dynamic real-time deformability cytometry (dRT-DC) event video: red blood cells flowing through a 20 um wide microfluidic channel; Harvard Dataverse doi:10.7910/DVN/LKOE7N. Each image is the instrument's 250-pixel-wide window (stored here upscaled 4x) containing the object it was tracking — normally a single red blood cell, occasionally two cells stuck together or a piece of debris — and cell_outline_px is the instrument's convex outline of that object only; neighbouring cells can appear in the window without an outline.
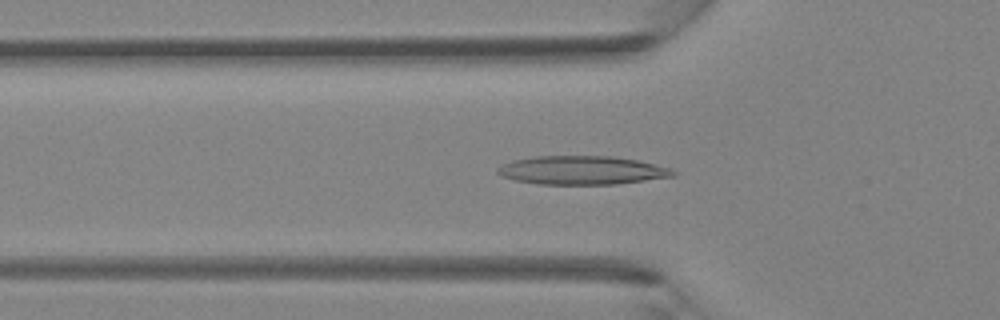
{"species": "Egyptian fruit bat (a non-hibernating species)", "species_latin": "Rousettus aegyptiacus", "temperature_condition": "room temperature", "stored_images_in_passage": 36, "camera_frame_rate_fps": 3000, "um_per_image_px": 0.085, "animal": {"sex": "female"}, "frame": {"image": 1, "passage_image": 13, "time_ms": 4.0, "image_size_px": [1000, 320], "cell_outline_px": [[676, 176], [616, 184], [540, 184], [516, 180], [500, 176], [496, 172], [496, 168], [512, 160], [536, 156], [612, 156], [636, 160], [672, 168], [676, 172]], "centroid_in_image_um": [49.47, 14.47], "position_along_channel_um": 76.3, "area_um2": 29.25}}
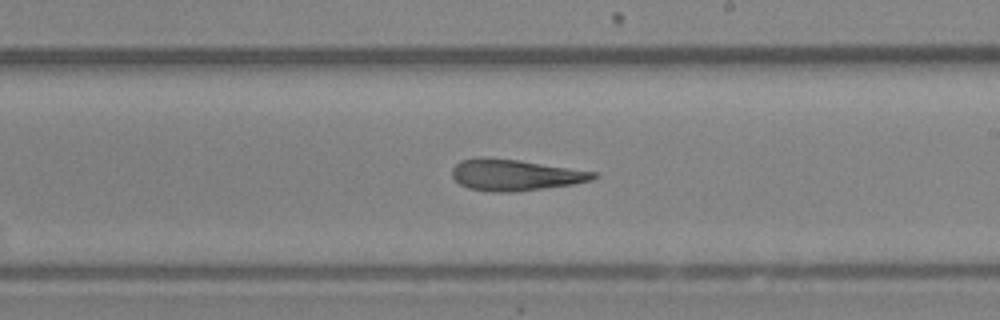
{"frame": {"image": 2, "passage_image": 24, "time_ms": 7.667, "image_size_px": [1000, 320], "cell_outline_px": [[600, 176], [592, 180], [572, 184], [544, 188], [512, 192], [492, 192], [468, 188], [460, 184], [452, 176], [452, 168], [460, 160], [480, 156], [516, 160], [596, 172]], "centroid_in_image_um": [43.74, 14.87], "position_along_channel_um": 245.3, "area_um2": 25.61}}
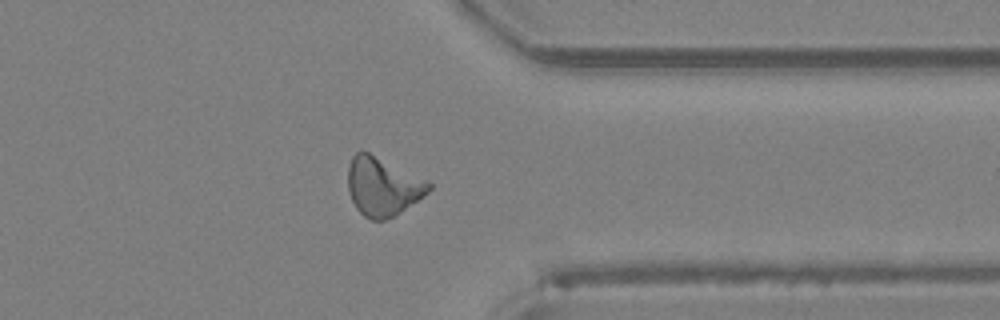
{"frame": {"image": 3, "passage_image": 33, "time_ms": 10.667, "image_size_px": [1000, 320], "cell_outline_px": [[432, 188], [424, 196], [392, 216], [384, 220], [372, 220], [364, 216], [356, 208], [348, 192], [348, 164], [352, 156], [356, 152], [368, 152], [432, 184]], "centroid_in_image_um": [32.48, 15.86], "position_along_channel_um": 378.9, "area_um2": 26.88}}